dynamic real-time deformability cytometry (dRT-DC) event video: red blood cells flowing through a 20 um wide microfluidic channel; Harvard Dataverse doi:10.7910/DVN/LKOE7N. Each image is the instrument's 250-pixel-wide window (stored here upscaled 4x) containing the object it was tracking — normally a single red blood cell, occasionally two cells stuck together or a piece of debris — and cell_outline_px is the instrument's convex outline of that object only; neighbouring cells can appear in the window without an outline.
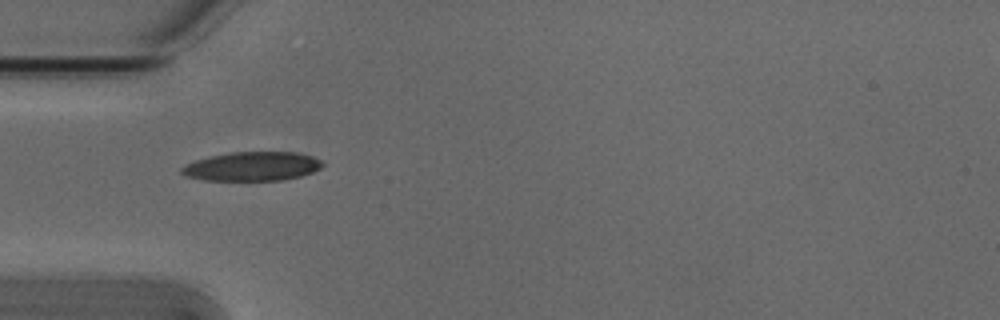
{"species": "Egyptian fruit bat (a non-hibernating species)", "species_latin": "Rousettus aegyptiacus", "temperature_condition": "cold", "stored_images_in_passage": 6, "camera_frame_rate_fps": 3000, "um_per_image_px": 0.085, "animal": {"sex": "male"}, "frame": {"image": 1, "passage_image": 1, "time_ms": 0.0, "image_size_px": [1000, 320], "cell_outline_px": [[324, 164], [320, 168], [312, 172], [300, 176], [280, 180], [204, 180], [188, 176], [180, 172], [180, 168], [184, 164], [196, 160], [212, 156], [232, 152], [296, 152], [312, 156], [320, 160]], "centroid_in_image_um": [21.43, 14.14], "position_along_channel_um": 63.6, "area_um2": 23.64}}
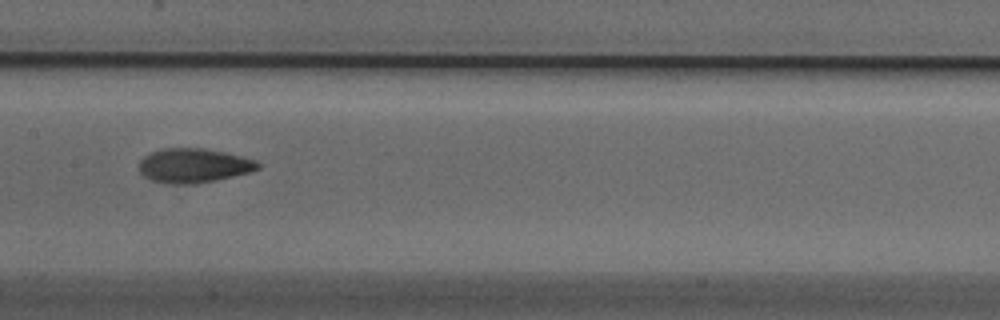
{"frame": {"image": 2, "passage_image": 4, "time_ms": 1.0, "image_size_px": [1000, 320], "cell_outline_px": [[260, 168], [248, 172], [216, 180], [196, 184], [164, 184], [152, 180], [144, 176], [140, 172], [140, 160], [144, 156], [160, 148], [204, 148], [224, 152], [256, 160], [260, 164]], "centroid_in_image_um": [16.44, 14.07], "position_along_channel_um": 191.0, "area_um2": 23.76}}
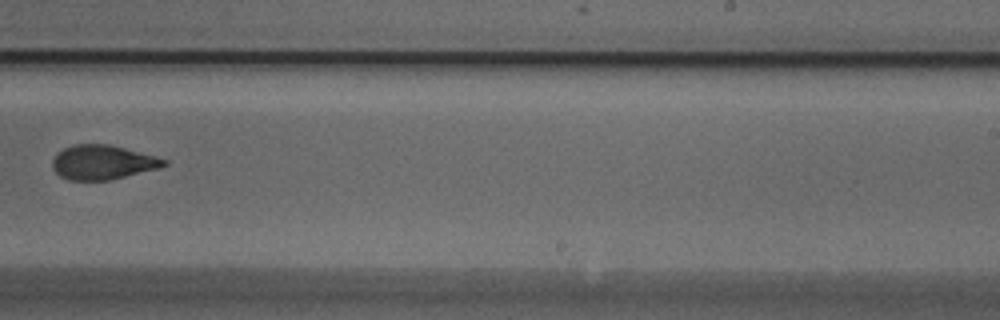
{"frame": {"image": 3, "passage_image": 6, "time_ms": 1.667, "image_size_px": [1000, 320], "cell_outline_px": [[168, 164], [160, 168], [108, 180], [68, 180], [60, 176], [52, 168], [52, 160], [64, 148], [76, 144], [108, 144], [156, 156], [168, 160]], "centroid_in_image_um": [8.74, 13.8], "position_along_channel_um": 280.3, "area_um2": 22.2}}